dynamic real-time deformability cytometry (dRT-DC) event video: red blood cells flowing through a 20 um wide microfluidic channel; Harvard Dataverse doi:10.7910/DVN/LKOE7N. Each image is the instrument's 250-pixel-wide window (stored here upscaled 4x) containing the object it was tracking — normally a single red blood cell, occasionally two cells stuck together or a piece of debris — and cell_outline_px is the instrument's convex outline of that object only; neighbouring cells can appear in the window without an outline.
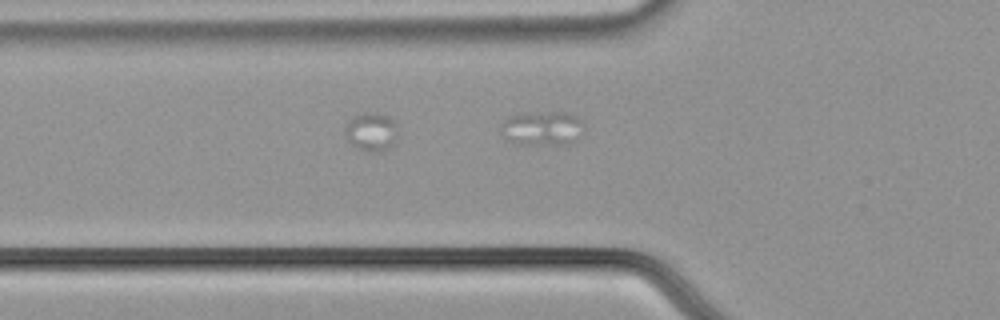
{"species": "common noctule bat (a hibernating species)", "species_latin": "Nyctalus noctula", "temperature_condition": "cold", "stored_images_in_passage": 4, "camera_frame_rate_fps": 3000, "um_per_image_px": 0.085, "animal": {"sex": "male", "body_mass_g": 21.5, "forearm_length_mm": 52.0}, "frame": {"image": 1, "passage_image": 4, "time_ms": 1.0, "image_size_px": [1000, 320], "cell_outline_px": [[580, 124], [576, 140], [568, 144], [520, 144], [508, 140], [500, 132], [500, 124], [508, 116], [552, 112], [572, 112], [580, 120]], "centroid_in_image_um": [46.03, 10.91], "position_along_channel_um": 79.8, "area_um2": 16.07}}